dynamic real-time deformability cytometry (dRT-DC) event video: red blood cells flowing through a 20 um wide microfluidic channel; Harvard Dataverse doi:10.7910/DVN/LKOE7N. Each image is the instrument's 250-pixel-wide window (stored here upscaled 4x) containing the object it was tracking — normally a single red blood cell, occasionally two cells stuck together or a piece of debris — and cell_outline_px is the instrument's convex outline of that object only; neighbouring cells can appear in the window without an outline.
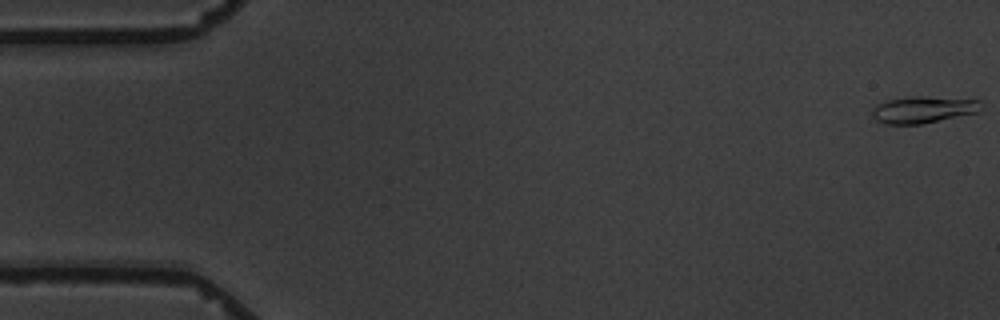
{"species": "common noctule bat (a hibernating species)", "species_latin": "Nyctalus noctula", "temperature_condition": "warm", "stored_images_in_passage": 4, "camera_frame_rate_fps": 3000, "um_per_image_px": 0.085, "animal": {"sex": "male", "body_mass_g": 19.5, "forearm_length_mm": 54.6}, "frame": {"image": 1, "passage_image": 1, "time_ms": 0.0, "image_size_px": [1000, 320], "cell_outline_px": [[980, 100], [976, 112], [920, 124], [884, 124], [876, 120], [872, 116], [872, 108], [876, 104], [884, 100], [912, 96], [924, 96]], "centroid_in_image_um": [78.34, 9.31], "position_along_channel_um": 6.7, "area_um2": 16.76}}